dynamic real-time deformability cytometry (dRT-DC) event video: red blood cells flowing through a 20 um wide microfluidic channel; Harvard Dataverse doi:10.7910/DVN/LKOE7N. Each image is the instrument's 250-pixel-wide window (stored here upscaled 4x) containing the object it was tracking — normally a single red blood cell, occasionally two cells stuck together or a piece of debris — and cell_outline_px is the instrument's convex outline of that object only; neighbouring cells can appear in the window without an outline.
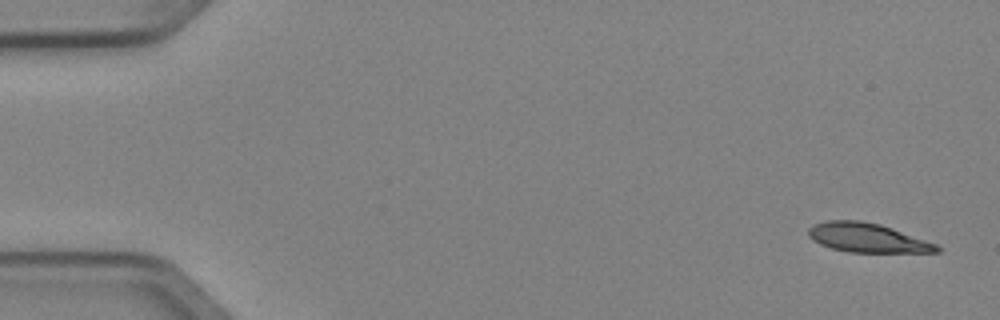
{"species": "Egyptian fruit bat (a non-hibernating species)", "species_latin": "Rousettus aegyptiacus", "temperature_condition": "cold", "stored_images_in_passage": 6, "camera_frame_rate_fps": 3000, "um_per_image_px": 0.085, "animal": {"sex": "female"}, "frame": {"image": 1, "passage_image": 1, "time_ms": 0.0, "image_size_px": [1000, 320], "cell_outline_px": [[944, 248], [940, 252], [848, 252], [832, 248], [820, 244], [812, 240], [808, 236], [808, 228], [812, 224], [824, 220], [860, 220], [880, 224], [892, 228], [936, 244]], "centroid_in_image_um": [73.69, 20.2], "position_along_channel_um": 11.3, "area_um2": 21.91}}
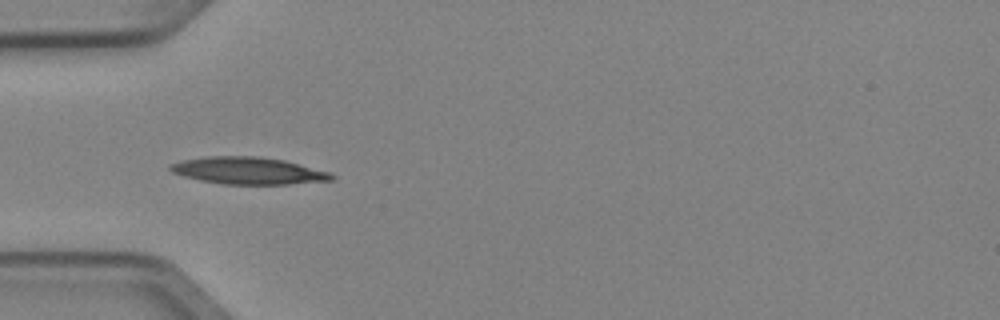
{"frame": {"image": 2, "passage_image": 4, "time_ms": 1.0, "image_size_px": [1000, 320], "cell_outline_px": [[336, 176], [332, 180], [288, 184], [224, 184], [200, 180], [184, 176], [172, 172], [168, 168], [172, 164], [184, 160], [208, 156], [260, 156], [284, 160], [328, 172]], "centroid_in_image_um": [21.1, 14.51], "position_along_channel_um": 63.9, "area_um2": 25.14}}
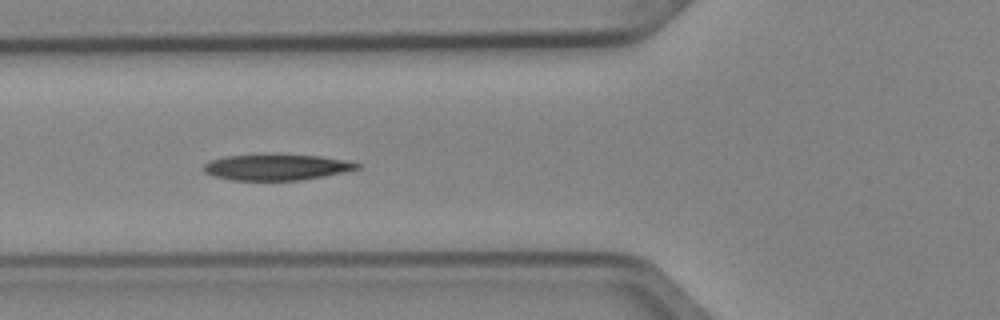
{"frame": {"image": 3, "passage_image": 5, "time_ms": 1.333, "image_size_px": [1000, 320], "cell_outline_px": [[360, 168], [344, 172], [324, 176], [300, 180], [232, 180], [216, 176], [204, 172], [204, 164], [208, 160], [224, 156], [320, 156], [348, 160], [360, 164]], "centroid_in_image_um": [23.52, 14.23], "position_along_channel_um": 102.3, "area_um2": 22.6}}